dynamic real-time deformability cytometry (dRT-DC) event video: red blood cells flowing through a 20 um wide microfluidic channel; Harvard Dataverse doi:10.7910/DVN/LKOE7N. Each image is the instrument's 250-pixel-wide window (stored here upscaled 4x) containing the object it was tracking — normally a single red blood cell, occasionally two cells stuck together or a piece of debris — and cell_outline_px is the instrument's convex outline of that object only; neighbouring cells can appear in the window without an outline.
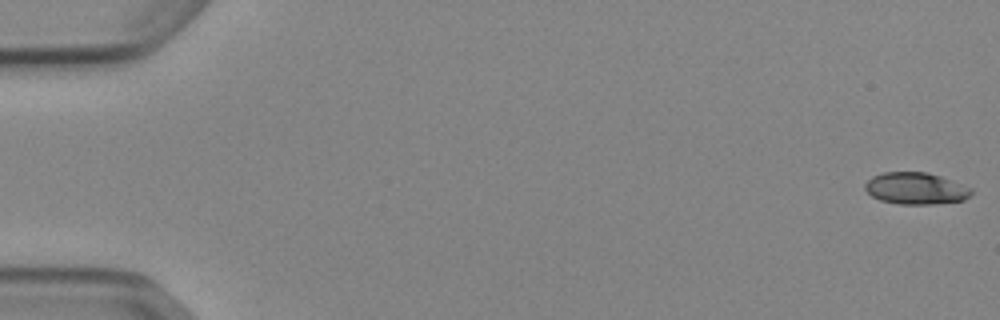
{"species": "Egyptian fruit bat (a non-hibernating species)", "species_latin": "Rousettus aegyptiacus", "temperature_condition": "cold", "stored_images_in_passage": 15, "camera_frame_rate_fps": 3000, "um_per_image_px": 0.085, "animal": {"sex": "female"}, "frame": {"image": 1, "passage_image": 1, "time_ms": 0.0, "image_size_px": [1000, 320], "cell_outline_px": [[972, 192], [964, 200], [932, 204], [900, 204], [880, 200], [872, 196], [864, 188], [864, 184], [872, 176], [884, 172], [928, 172], [940, 176], [972, 188]], "centroid_in_image_um": [77.82, 16.01], "position_along_channel_um": 7.2, "area_um2": 19.59}}
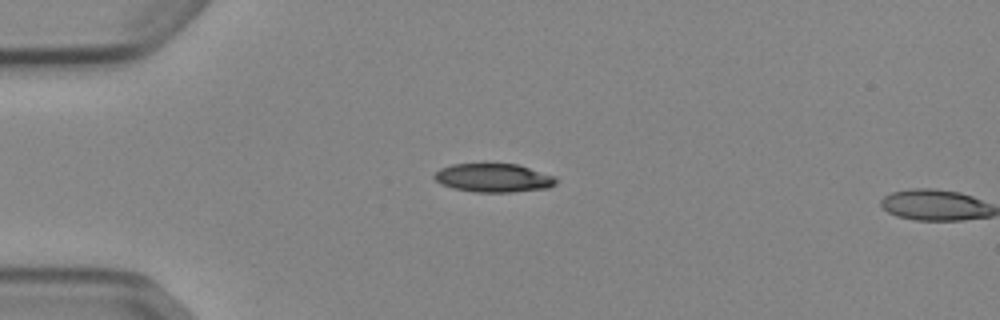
{"frame": {"image": 2, "passage_image": 14, "time_ms": 4.333, "image_size_px": [1000, 320], "cell_outline_px": [[556, 184], [548, 188], [512, 192], [476, 192], [452, 188], [440, 184], [432, 176], [440, 168], [452, 164], [516, 164], [556, 176]], "centroid_in_image_um": [41.94, 15.12], "position_along_channel_um": 43.1, "area_um2": 20.29}}